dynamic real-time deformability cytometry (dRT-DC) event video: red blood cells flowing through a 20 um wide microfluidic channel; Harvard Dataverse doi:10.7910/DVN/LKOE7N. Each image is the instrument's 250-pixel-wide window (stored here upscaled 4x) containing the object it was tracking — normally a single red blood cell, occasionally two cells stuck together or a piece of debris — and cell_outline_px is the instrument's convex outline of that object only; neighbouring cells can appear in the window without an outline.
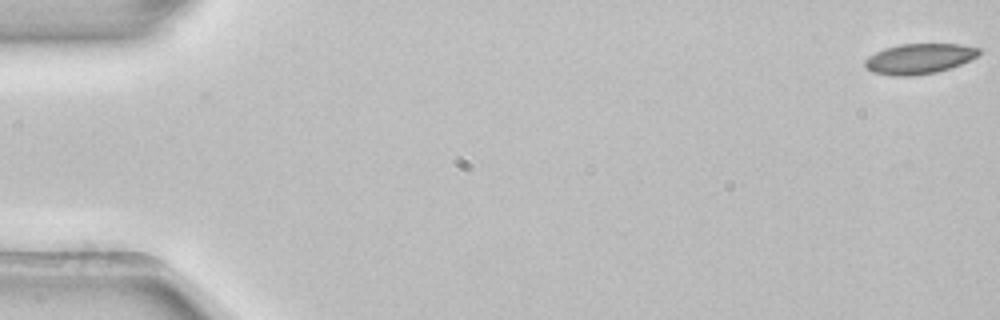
{"species": "common noctule bat (a hibernating species)", "species_latin": "Nyctalus noctula", "temperature_condition": "room temperature", "stored_images_in_passage": 4, "camera_frame_rate_fps": 3000, "um_per_image_px": 0.085, "animal": {"sex": "female", "body_mass_g": 22.7, "forearm_length_mm": 54.2}, "frame": {"image": 1, "passage_image": 1, "time_ms": 0.0, "image_size_px": [1000, 320], "cell_outline_px": [[980, 52], [976, 56], [960, 64], [936, 72], [912, 76], [892, 76], [872, 72], [864, 64], [864, 60], [868, 56], [884, 48], [900, 44], [960, 44], [980, 48]], "centroid_in_image_um": [78.09, 4.99], "position_along_channel_um": 6.9, "area_um2": 20.0}}
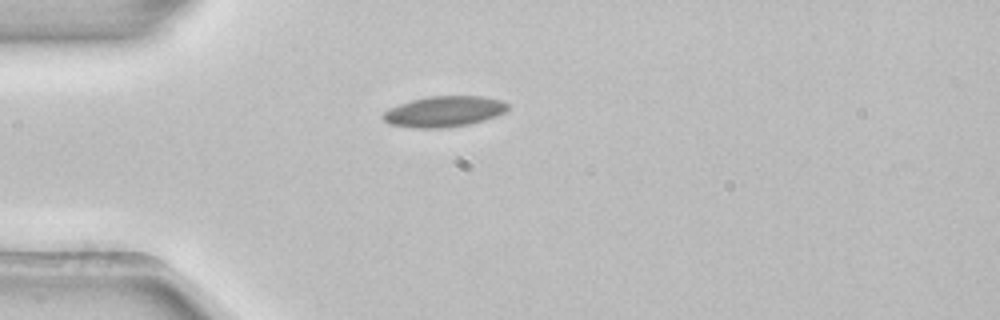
{"frame": {"image": 2, "passage_image": 4, "time_ms": 1.0, "image_size_px": [1000, 320], "cell_outline_px": [[508, 108], [504, 112], [496, 116], [484, 120], [468, 124], [444, 128], [416, 128], [388, 124], [380, 116], [388, 108], [412, 100], [428, 96], [480, 96], [500, 100], [508, 104]], "centroid_in_image_um": [37.71, 9.48], "position_along_channel_um": 47.3, "area_um2": 22.31}}